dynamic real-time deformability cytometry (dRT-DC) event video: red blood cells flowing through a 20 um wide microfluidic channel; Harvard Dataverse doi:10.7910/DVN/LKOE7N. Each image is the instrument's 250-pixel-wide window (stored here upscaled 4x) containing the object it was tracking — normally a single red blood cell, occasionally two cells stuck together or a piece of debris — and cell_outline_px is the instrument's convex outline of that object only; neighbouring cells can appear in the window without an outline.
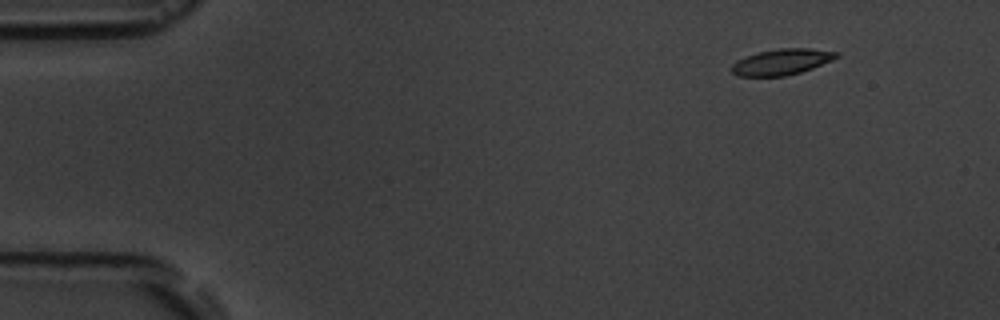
{"species": "common noctule bat (a hibernating species)", "species_latin": "Nyctalus noctula", "temperature_condition": "room temperature", "stored_images_in_passage": 5, "segment_of_instrument_passage": [2, 2], "camera_frame_rate_fps": 3000, "um_per_image_px": 0.085, "animal": {"sex": "male", "body_mass_g": 19.5, "forearm_length_mm": 54.6}, "frame": {"image": 1, "passage_image": 5, "time_ms": 6.667, "image_size_px": [1000, 320], "cell_outline_px": [[840, 56], [832, 60], [812, 68], [800, 72], [784, 76], [736, 76], [728, 68], [736, 60], [760, 52], [780, 48], [808, 48], [840, 52]], "centroid_in_image_um": [66.43, 5.26], "position_along_channel_um": 18.6, "area_um2": 15.84}}